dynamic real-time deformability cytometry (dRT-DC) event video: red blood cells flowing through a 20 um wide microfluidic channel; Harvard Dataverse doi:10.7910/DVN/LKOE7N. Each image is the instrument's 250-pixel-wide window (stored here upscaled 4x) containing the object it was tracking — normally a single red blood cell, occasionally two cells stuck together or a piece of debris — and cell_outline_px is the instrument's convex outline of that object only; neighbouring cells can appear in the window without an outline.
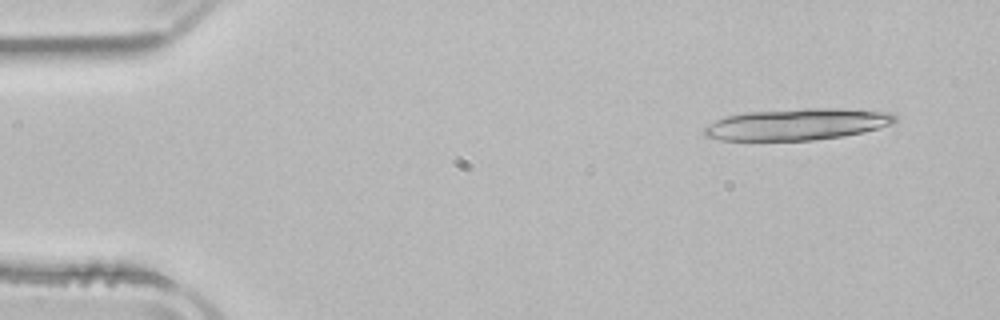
{"species": "common noctule bat (a hibernating species)", "species_latin": "Nyctalus noctula", "temperature_condition": "room temperature", "stored_images_in_passage": 4, "camera_frame_rate_fps": 3000, "um_per_image_px": 0.085, "animal": {"sex": "male", "body_mass_g": 21.5, "forearm_length_mm": 52.0}, "frame": {"image": 1, "passage_image": 1, "time_ms": 0.0, "image_size_px": [1000, 320], "cell_outline_px": [[896, 120], [892, 124], [864, 132], [844, 136], [812, 140], [720, 140], [704, 136], [704, 128], [708, 124], [724, 116], [744, 112], [804, 108], [836, 108], [892, 112], [896, 116]], "centroid_in_image_um": [67.75, 10.56], "position_along_channel_um": 17.3, "area_um2": 35.26}}
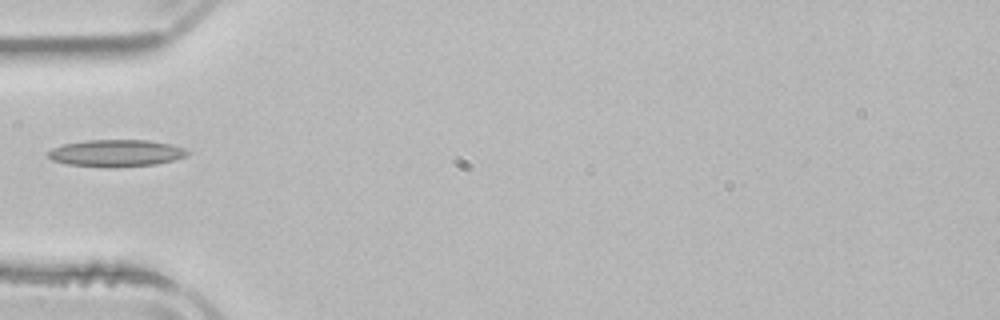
{"frame": {"image": 2, "passage_image": 4, "time_ms": 4.333, "image_size_px": [1000, 320], "cell_outline_px": [[192, 152], [188, 156], [156, 164], [116, 168], [108, 168], [68, 164], [52, 160], [48, 156], [48, 152], [52, 148], [64, 144], [84, 140], [148, 140], [172, 144], [184, 148]], "centroid_in_image_um": [9.91, 13.02], "position_along_channel_um": 75.1, "area_um2": 22.2}}